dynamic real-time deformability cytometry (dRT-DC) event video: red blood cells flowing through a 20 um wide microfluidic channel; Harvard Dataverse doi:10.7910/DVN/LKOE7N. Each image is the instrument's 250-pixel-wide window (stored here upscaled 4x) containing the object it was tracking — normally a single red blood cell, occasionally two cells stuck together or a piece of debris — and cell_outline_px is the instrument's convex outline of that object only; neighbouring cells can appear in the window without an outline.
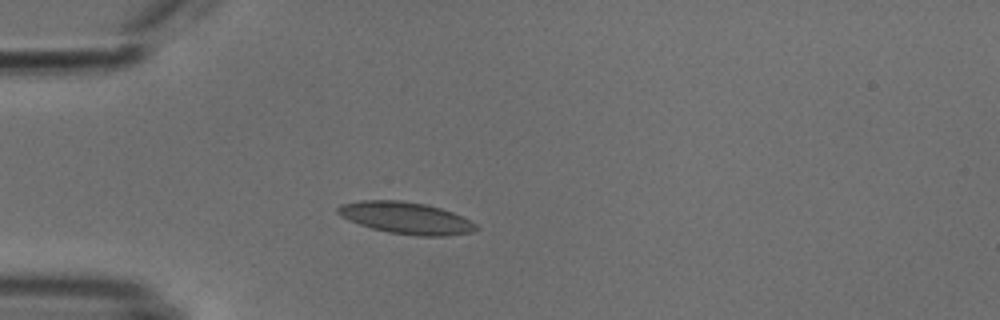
{"species": "common noctule bat (a hibernating species)", "species_latin": "Nyctalus noctula", "temperature_condition": "cold", "stored_images_in_passage": 39, "camera_frame_rate_fps": 3000, "um_per_image_px": 0.085, "animal": {"sex": "male", "body_mass_g": 18.8}, "frame": {"image": 1, "passage_image": 1, "time_ms": 0.0, "image_size_px": [1000, 320], "cell_outline_px": [[480, 228], [472, 232], [444, 236], [416, 236], [388, 232], [372, 228], [348, 220], [340, 216], [336, 212], [336, 208], [340, 204], [360, 200], [400, 200], [424, 204], [440, 208], [452, 212], [476, 224]], "centroid_in_image_um": [34.47, 18.52], "position_along_channel_um": 50.5, "area_um2": 25.61}}
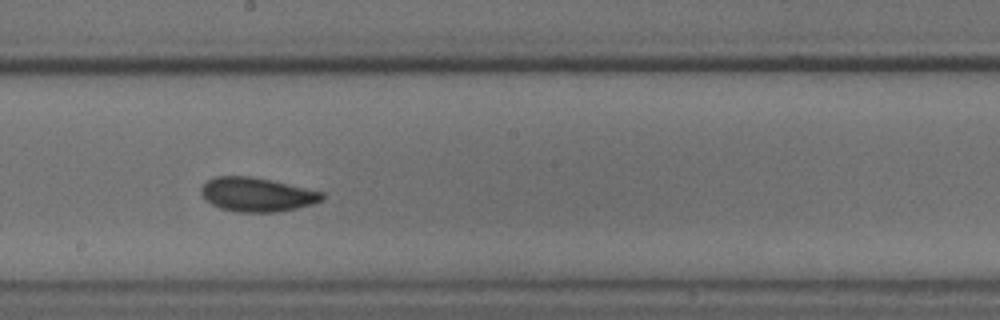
{"frame": {"image": 2, "passage_image": 16, "time_ms": 5.0, "image_size_px": [1000, 320], "cell_outline_px": [[324, 200], [312, 204], [280, 212], [236, 212], [220, 208], [204, 200], [200, 192], [200, 188], [208, 180], [216, 176], [252, 176], [272, 180], [324, 192]], "centroid_in_image_um": [21.83, 16.54], "position_along_channel_um": 226.4, "area_um2": 24.22}}
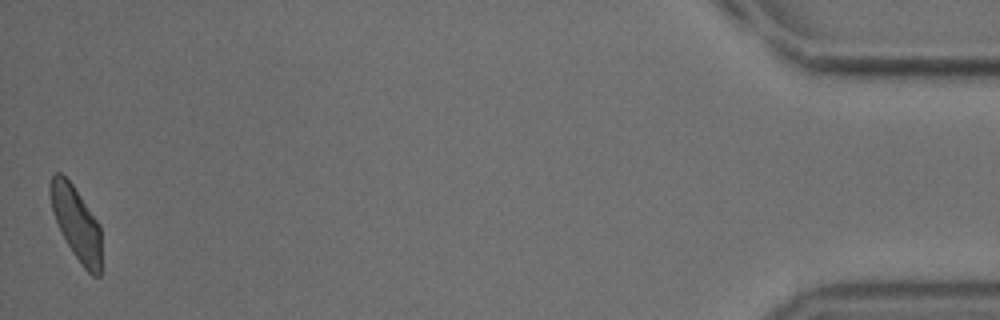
{"frame": {"image": 3, "passage_image": 39, "time_ms": 12.667, "image_size_px": [1000, 320], "cell_outline_px": [[100, 276], [92, 276], [84, 268], [72, 252], [56, 220], [52, 208], [48, 192], [48, 188], [52, 176], [56, 172], [60, 172], [72, 184], [100, 224]], "centroid_in_image_um": [6.48, 18.95], "position_along_channel_um": 428.7, "area_um2": 21.5}, "authors_computed_cell_mechanics": {"area_um2": 23.2356, "velocity_mm_per_s": 3.7883, "shape_relaxation_time_tau1_ms": 3.4726, "shape_relaxation_time_tau2_ms": 1.355, "deformation_change_tau1": 0.0775, "deformation_change_tau2": 0.0492}}